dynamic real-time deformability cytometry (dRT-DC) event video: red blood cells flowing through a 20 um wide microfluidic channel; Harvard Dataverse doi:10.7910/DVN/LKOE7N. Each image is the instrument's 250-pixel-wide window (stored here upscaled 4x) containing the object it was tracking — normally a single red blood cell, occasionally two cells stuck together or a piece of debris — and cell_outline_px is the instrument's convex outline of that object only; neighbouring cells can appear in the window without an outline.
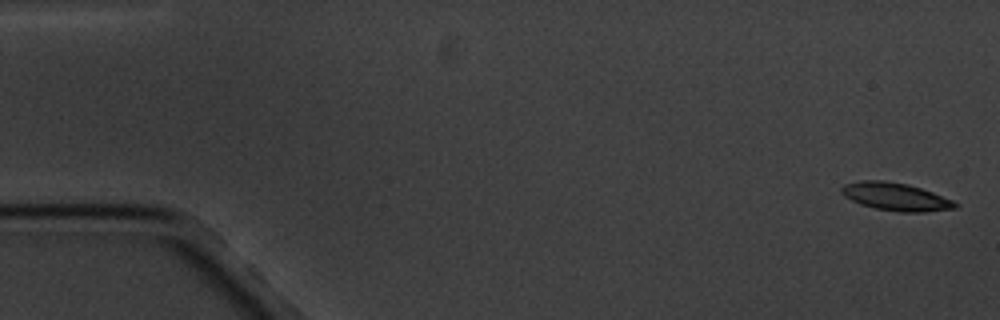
{"species": "common noctule bat (a hibernating species)", "species_latin": "Nyctalus noctula", "temperature_condition": "cold", "stored_images_in_passage": 5, "camera_frame_rate_fps": 3000, "um_per_image_px": 0.085, "animal": {"sex": "male", "body_mass_g": 20.1, "forearm_length_mm": 53.5}, "frame": {"image": 1, "passage_image": 1, "time_ms": 0.0, "image_size_px": [1000, 320], "cell_outline_px": [[960, 204], [956, 208], [924, 212], [900, 212], [876, 208], [860, 204], [844, 196], [840, 192], [840, 188], [844, 184], [860, 180], [884, 180], [908, 184], [932, 192], [952, 200]], "centroid_in_image_um": [76.11, 16.71], "position_along_channel_um": 8.9, "area_um2": 18.44}}
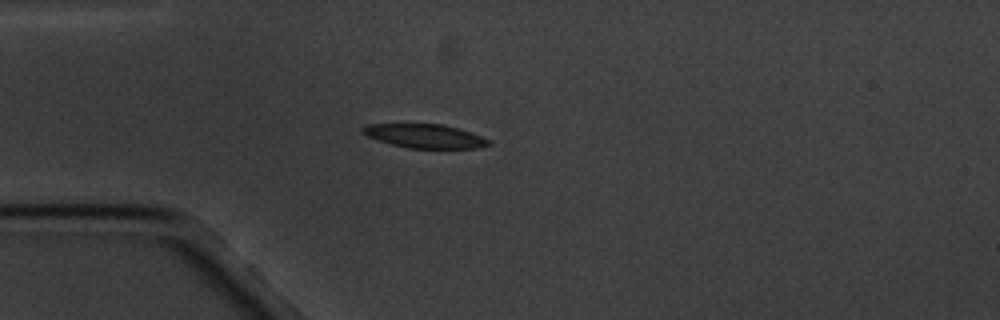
{"frame": {"image": 2, "passage_image": 5, "time_ms": 4.667, "image_size_px": [1000, 320], "cell_outline_px": [[492, 144], [476, 148], [408, 148], [376, 140], [360, 132], [360, 128], [368, 124], [444, 124], [492, 140]], "centroid_in_image_um": [36.08, 11.56], "position_along_channel_um": 48.9, "area_um2": 17.46}}